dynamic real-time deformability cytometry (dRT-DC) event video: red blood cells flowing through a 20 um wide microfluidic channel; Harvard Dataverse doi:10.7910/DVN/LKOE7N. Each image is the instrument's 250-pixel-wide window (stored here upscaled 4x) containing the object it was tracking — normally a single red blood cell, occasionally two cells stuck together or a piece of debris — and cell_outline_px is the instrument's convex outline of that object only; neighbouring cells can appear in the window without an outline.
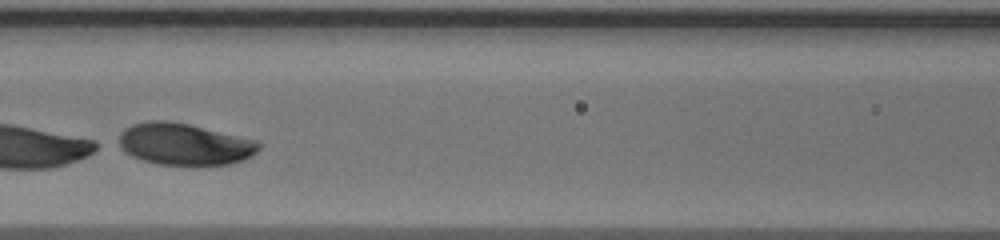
{"species": "human", "species_latin": "Homo sapiens", "temperature_condition": "warm", "stored_images_in_passage": 13, "camera_frame_rate_fps": 3000, "um_per_image_px": 0.085, "donor": {"sex": "male"}, "frame": {"image": 1, "passage_image": 11, "time_ms": 3.333, "image_size_px": [1000, 240], "cell_outline_px": [[260, 148], [252, 156], [244, 160], [228, 164], [196, 168], [192, 168], [156, 164], [140, 160], [124, 152], [116, 144], [120, 132], [124, 128], [132, 124], [148, 120], [164, 120], [188, 124], [260, 140]], "centroid_in_image_um": [15.66, 12.29], "position_along_channel_um": 150.9, "area_um2": 35.55}}